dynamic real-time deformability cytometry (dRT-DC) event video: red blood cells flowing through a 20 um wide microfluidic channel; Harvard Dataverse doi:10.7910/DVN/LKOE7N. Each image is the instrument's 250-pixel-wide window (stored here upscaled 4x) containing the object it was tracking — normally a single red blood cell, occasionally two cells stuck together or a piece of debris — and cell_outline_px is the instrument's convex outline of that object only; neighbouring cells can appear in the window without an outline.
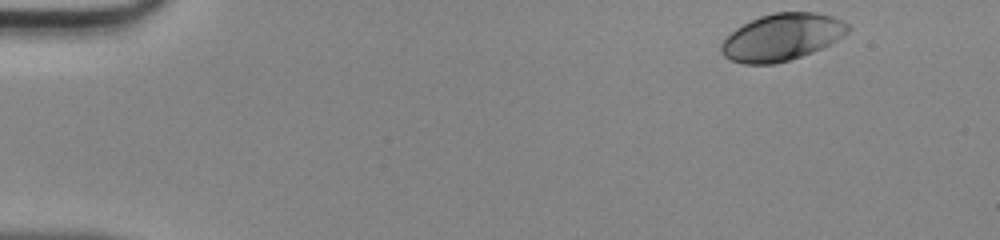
{"species": "human", "species_latin": "Homo sapiens", "temperature_condition": "room temperature", "stored_images_in_passage": 44, "camera_frame_rate_fps": 3000, "um_per_image_px": 0.085, "donor": {"sex": "male"}, "frame": {"image": 1, "passage_image": 1, "time_ms": 0.0, "image_size_px": [1000, 240], "cell_outline_px": [[852, 28], [848, 32], [832, 44], [812, 52], [776, 64], [744, 64], [732, 60], [724, 56], [720, 52], [720, 44], [736, 28], [760, 16], [772, 12], [816, 12], [832, 16], [848, 24]], "centroid_in_image_um": [66.48, 3.16], "position_along_channel_um": 18.5, "area_um2": 34.68}}
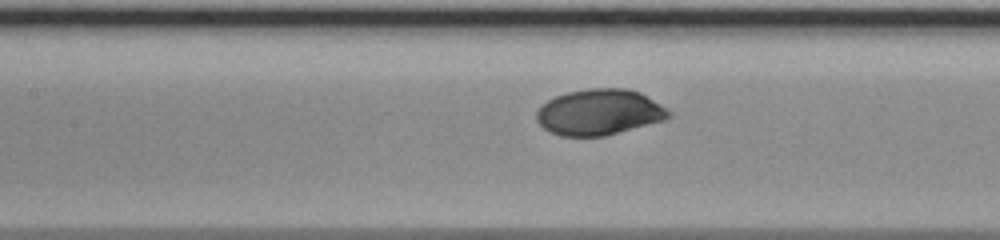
{"frame": {"image": 2, "passage_image": 19, "time_ms": 6.0, "image_size_px": [1000, 240], "cell_outline_px": [[672, 116], [664, 120], [604, 136], [560, 136], [548, 132], [536, 120], [536, 112], [548, 100], [556, 96], [568, 92], [588, 88], [628, 88], [640, 92], [660, 104], [672, 112]], "centroid_in_image_um": [50.94, 9.53], "position_along_channel_um": 156.5, "area_um2": 35.32}}
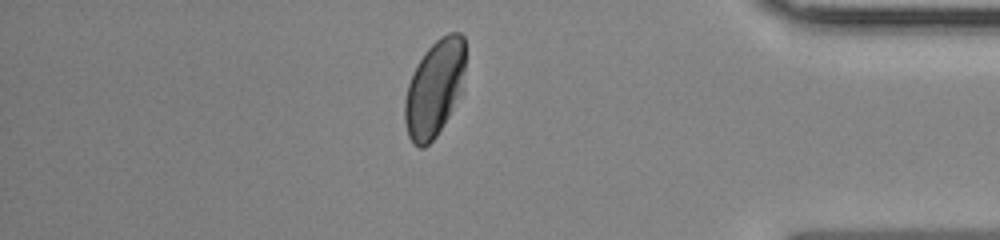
{"frame": {"image": 3, "passage_image": 38, "time_ms": 12.333, "image_size_px": [1000, 240], "cell_outline_px": [[464, 68], [460, 92], [448, 116], [436, 136], [424, 148], [420, 148], [412, 144], [408, 136], [404, 120], [404, 100], [408, 84], [424, 52], [440, 36], [448, 32], [460, 32], [464, 36]], "centroid_in_image_um": [36.9, 7.51], "position_along_channel_um": 398.3, "area_um2": 33.7}}